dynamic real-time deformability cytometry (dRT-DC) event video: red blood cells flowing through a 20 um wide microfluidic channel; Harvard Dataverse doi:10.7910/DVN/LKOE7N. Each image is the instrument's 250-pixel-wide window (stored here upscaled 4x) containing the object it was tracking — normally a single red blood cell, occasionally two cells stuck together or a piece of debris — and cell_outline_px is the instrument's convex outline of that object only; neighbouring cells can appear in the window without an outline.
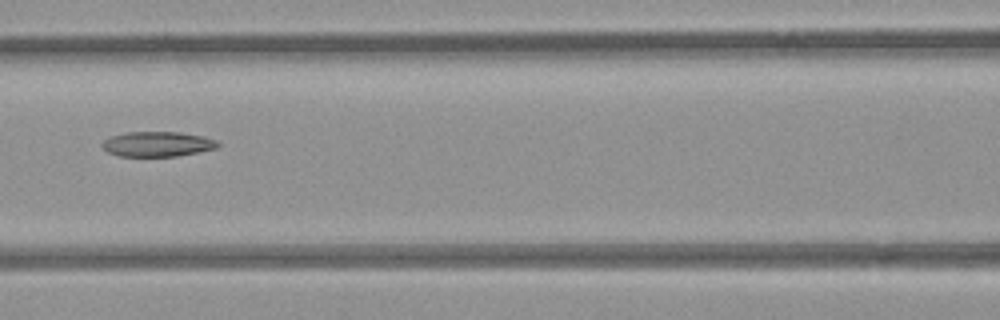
{"species": "common noctule bat (a hibernating species)", "species_latin": "Nyctalus noctula", "temperature_condition": "room temperature", "stored_images_in_passage": 5, "camera_frame_rate_fps": 3000, "um_per_image_px": 0.085, "animal": {"sex": "female", "body_mass_g": 21.9}, "frame": {"image": 1, "passage_image": 5, "time_ms": 1.333, "image_size_px": [1000, 320], "cell_outline_px": [[220, 144], [216, 148], [176, 156], [120, 156], [108, 152], [100, 144], [104, 140], [112, 136], [128, 132], [180, 132], [204, 136], [216, 140]], "centroid_in_image_um": [13.38, 12.24], "position_along_channel_um": 153.2, "area_um2": 16.7}}